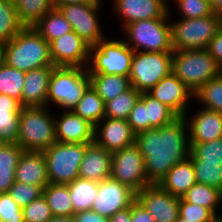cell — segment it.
<instances>
[{
    "mask_svg": "<svg viewBox=\"0 0 222 222\" xmlns=\"http://www.w3.org/2000/svg\"><path fill=\"white\" fill-rule=\"evenodd\" d=\"M187 122L178 116L159 128H150L136 134L135 144L145 161V170L151 184H159L177 163L189 157L190 144Z\"/></svg>",
    "mask_w": 222,
    "mask_h": 222,
    "instance_id": "1",
    "label": "cell"
},
{
    "mask_svg": "<svg viewBox=\"0 0 222 222\" xmlns=\"http://www.w3.org/2000/svg\"><path fill=\"white\" fill-rule=\"evenodd\" d=\"M2 60L23 72L54 66L50 43L34 27H24L10 41L2 44Z\"/></svg>",
    "mask_w": 222,
    "mask_h": 222,
    "instance_id": "2",
    "label": "cell"
},
{
    "mask_svg": "<svg viewBox=\"0 0 222 222\" xmlns=\"http://www.w3.org/2000/svg\"><path fill=\"white\" fill-rule=\"evenodd\" d=\"M55 142V115L48 107H22L17 144L24 151H44Z\"/></svg>",
    "mask_w": 222,
    "mask_h": 222,
    "instance_id": "3",
    "label": "cell"
},
{
    "mask_svg": "<svg viewBox=\"0 0 222 222\" xmlns=\"http://www.w3.org/2000/svg\"><path fill=\"white\" fill-rule=\"evenodd\" d=\"M172 72L193 93L222 73L207 49L174 50Z\"/></svg>",
    "mask_w": 222,
    "mask_h": 222,
    "instance_id": "4",
    "label": "cell"
},
{
    "mask_svg": "<svg viewBox=\"0 0 222 222\" xmlns=\"http://www.w3.org/2000/svg\"><path fill=\"white\" fill-rule=\"evenodd\" d=\"M89 86L87 67L56 66L49 81L46 107L53 102L63 110H72Z\"/></svg>",
    "mask_w": 222,
    "mask_h": 222,
    "instance_id": "5",
    "label": "cell"
},
{
    "mask_svg": "<svg viewBox=\"0 0 222 222\" xmlns=\"http://www.w3.org/2000/svg\"><path fill=\"white\" fill-rule=\"evenodd\" d=\"M169 18L138 20L127 24L123 28L124 35H127L124 41L134 52H173Z\"/></svg>",
    "mask_w": 222,
    "mask_h": 222,
    "instance_id": "6",
    "label": "cell"
},
{
    "mask_svg": "<svg viewBox=\"0 0 222 222\" xmlns=\"http://www.w3.org/2000/svg\"><path fill=\"white\" fill-rule=\"evenodd\" d=\"M170 25L173 50L207 49L222 26V15L213 13L201 18H180Z\"/></svg>",
    "mask_w": 222,
    "mask_h": 222,
    "instance_id": "7",
    "label": "cell"
},
{
    "mask_svg": "<svg viewBox=\"0 0 222 222\" xmlns=\"http://www.w3.org/2000/svg\"><path fill=\"white\" fill-rule=\"evenodd\" d=\"M134 51L122 40L103 39L90 47L89 74L129 76Z\"/></svg>",
    "mask_w": 222,
    "mask_h": 222,
    "instance_id": "8",
    "label": "cell"
},
{
    "mask_svg": "<svg viewBox=\"0 0 222 222\" xmlns=\"http://www.w3.org/2000/svg\"><path fill=\"white\" fill-rule=\"evenodd\" d=\"M86 144L55 142L43 151L50 184H69L79 177Z\"/></svg>",
    "mask_w": 222,
    "mask_h": 222,
    "instance_id": "9",
    "label": "cell"
},
{
    "mask_svg": "<svg viewBox=\"0 0 222 222\" xmlns=\"http://www.w3.org/2000/svg\"><path fill=\"white\" fill-rule=\"evenodd\" d=\"M173 52H134L130 84L140 93L150 91L172 72Z\"/></svg>",
    "mask_w": 222,
    "mask_h": 222,
    "instance_id": "10",
    "label": "cell"
},
{
    "mask_svg": "<svg viewBox=\"0 0 222 222\" xmlns=\"http://www.w3.org/2000/svg\"><path fill=\"white\" fill-rule=\"evenodd\" d=\"M110 177L136 193L152 185L147 178L144 157L135 143L112 153Z\"/></svg>",
    "mask_w": 222,
    "mask_h": 222,
    "instance_id": "11",
    "label": "cell"
},
{
    "mask_svg": "<svg viewBox=\"0 0 222 222\" xmlns=\"http://www.w3.org/2000/svg\"><path fill=\"white\" fill-rule=\"evenodd\" d=\"M100 3L68 4L55 6L70 23L72 30L76 32L90 47L96 46L105 39L102 32L97 12Z\"/></svg>",
    "mask_w": 222,
    "mask_h": 222,
    "instance_id": "12",
    "label": "cell"
},
{
    "mask_svg": "<svg viewBox=\"0 0 222 222\" xmlns=\"http://www.w3.org/2000/svg\"><path fill=\"white\" fill-rule=\"evenodd\" d=\"M135 200L133 189L109 177L99 182L91 210L109 219L117 211L131 206Z\"/></svg>",
    "mask_w": 222,
    "mask_h": 222,
    "instance_id": "13",
    "label": "cell"
},
{
    "mask_svg": "<svg viewBox=\"0 0 222 222\" xmlns=\"http://www.w3.org/2000/svg\"><path fill=\"white\" fill-rule=\"evenodd\" d=\"M50 54L54 66L88 67L90 46L71 31L50 42Z\"/></svg>",
    "mask_w": 222,
    "mask_h": 222,
    "instance_id": "14",
    "label": "cell"
},
{
    "mask_svg": "<svg viewBox=\"0 0 222 222\" xmlns=\"http://www.w3.org/2000/svg\"><path fill=\"white\" fill-rule=\"evenodd\" d=\"M136 199L156 222H176L179 217L180 197L163 190L158 184L144 187L136 193Z\"/></svg>",
    "mask_w": 222,
    "mask_h": 222,
    "instance_id": "15",
    "label": "cell"
},
{
    "mask_svg": "<svg viewBox=\"0 0 222 222\" xmlns=\"http://www.w3.org/2000/svg\"><path fill=\"white\" fill-rule=\"evenodd\" d=\"M136 133L125 119L104 117L94 127V142L114 153L135 143Z\"/></svg>",
    "mask_w": 222,
    "mask_h": 222,
    "instance_id": "16",
    "label": "cell"
},
{
    "mask_svg": "<svg viewBox=\"0 0 222 222\" xmlns=\"http://www.w3.org/2000/svg\"><path fill=\"white\" fill-rule=\"evenodd\" d=\"M148 93L178 116L188 113L189 101L194 99V93L173 72L163 77Z\"/></svg>",
    "mask_w": 222,
    "mask_h": 222,
    "instance_id": "17",
    "label": "cell"
},
{
    "mask_svg": "<svg viewBox=\"0 0 222 222\" xmlns=\"http://www.w3.org/2000/svg\"><path fill=\"white\" fill-rule=\"evenodd\" d=\"M114 14L122 19V27L138 20L169 17L167 0H113Z\"/></svg>",
    "mask_w": 222,
    "mask_h": 222,
    "instance_id": "18",
    "label": "cell"
},
{
    "mask_svg": "<svg viewBox=\"0 0 222 222\" xmlns=\"http://www.w3.org/2000/svg\"><path fill=\"white\" fill-rule=\"evenodd\" d=\"M55 116L56 141L60 143L90 144L94 142V127L72 110Z\"/></svg>",
    "mask_w": 222,
    "mask_h": 222,
    "instance_id": "19",
    "label": "cell"
},
{
    "mask_svg": "<svg viewBox=\"0 0 222 222\" xmlns=\"http://www.w3.org/2000/svg\"><path fill=\"white\" fill-rule=\"evenodd\" d=\"M189 143H202L222 138V113L201 108L191 119H187ZM189 122V123H188Z\"/></svg>",
    "mask_w": 222,
    "mask_h": 222,
    "instance_id": "20",
    "label": "cell"
},
{
    "mask_svg": "<svg viewBox=\"0 0 222 222\" xmlns=\"http://www.w3.org/2000/svg\"><path fill=\"white\" fill-rule=\"evenodd\" d=\"M56 66H44L25 72L21 104L23 107L46 106L49 81Z\"/></svg>",
    "mask_w": 222,
    "mask_h": 222,
    "instance_id": "21",
    "label": "cell"
},
{
    "mask_svg": "<svg viewBox=\"0 0 222 222\" xmlns=\"http://www.w3.org/2000/svg\"><path fill=\"white\" fill-rule=\"evenodd\" d=\"M112 153L95 142L86 144L79 167V178L100 182L111 175Z\"/></svg>",
    "mask_w": 222,
    "mask_h": 222,
    "instance_id": "22",
    "label": "cell"
},
{
    "mask_svg": "<svg viewBox=\"0 0 222 222\" xmlns=\"http://www.w3.org/2000/svg\"><path fill=\"white\" fill-rule=\"evenodd\" d=\"M15 181L41 186L49 184L43 151H24L15 170Z\"/></svg>",
    "mask_w": 222,
    "mask_h": 222,
    "instance_id": "23",
    "label": "cell"
},
{
    "mask_svg": "<svg viewBox=\"0 0 222 222\" xmlns=\"http://www.w3.org/2000/svg\"><path fill=\"white\" fill-rule=\"evenodd\" d=\"M22 107L15 98L0 94V142L17 143Z\"/></svg>",
    "mask_w": 222,
    "mask_h": 222,
    "instance_id": "24",
    "label": "cell"
},
{
    "mask_svg": "<svg viewBox=\"0 0 222 222\" xmlns=\"http://www.w3.org/2000/svg\"><path fill=\"white\" fill-rule=\"evenodd\" d=\"M196 183L192 160L188 157L174 165L158 185L170 194L182 197Z\"/></svg>",
    "mask_w": 222,
    "mask_h": 222,
    "instance_id": "25",
    "label": "cell"
},
{
    "mask_svg": "<svg viewBox=\"0 0 222 222\" xmlns=\"http://www.w3.org/2000/svg\"><path fill=\"white\" fill-rule=\"evenodd\" d=\"M24 150L17 143L0 142V193L15 183V170Z\"/></svg>",
    "mask_w": 222,
    "mask_h": 222,
    "instance_id": "26",
    "label": "cell"
},
{
    "mask_svg": "<svg viewBox=\"0 0 222 222\" xmlns=\"http://www.w3.org/2000/svg\"><path fill=\"white\" fill-rule=\"evenodd\" d=\"M90 85L104 100L110 101L131 87L129 76L89 74Z\"/></svg>",
    "mask_w": 222,
    "mask_h": 222,
    "instance_id": "27",
    "label": "cell"
},
{
    "mask_svg": "<svg viewBox=\"0 0 222 222\" xmlns=\"http://www.w3.org/2000/svg\"><path fill=\"white\" fill-rule=\"evenodd\" d=\"M66 185L69 189L74 213L91 210L98 194L99 182L78 177Z\"/></svg>",
    "mask_w": 222,
    "mask_h": 222,
    "instance_id": "28",
    "label": "cell"
},
{
    "mask_svg": "<svg viewBox=\"0 0 222 222\" xmlns=\"http://www.w3.org/2000/svg\"><path fill=\"white\" fill-rule=\"evenodd\" d=\"M72 111L95 127L105 115V102L90 85Z\"/></svg>",
    "mask_w": 222,
    "mask_h": 222,
    "instance_id": "29",
    "label": "cell"
},
{
    "mask_svg": "<svg viewBox=\"0 0 222 222\" xmlns=\"http://www.w3.org/2000/svg\"><path fill=\"white\" fill-rule=\"evenodd\" d=\"M33 27L49 43L73 31L70 23L58 8L48 11Z\"/></svg>",
    "mask_w": 222,
    "mask_h": 222,
    "instance_id": "30",
    "label": "cell"
},
{
    "mask_svg": "<svg viewBox=\"0 0 222 222\" xmlns=\"http://www.w3.org/2000/svg\"><path fill=\"white\" fill-rule=\"evenodd\" d=\"M43 196L53 216H71L75 214L67 185L49 183L43 189Z\"/></svg>",
    "mask_w": 222,
    "mask_h": 222,
    "instance_id": "31",
    "label": "cell"
},
{
    "mask_svg": "<svg viewBox=\"0 0 222 222\" xmlns=\"http://www.w3.org/2000/svg\"><path fill=\"white\" fill-rule=\"evenodd\" d=\"M19 20L25 27H33L48 11L55 8L53 0H13Z\"/></svg>",
    "mask_w": 222,
    "mask_h": 222,
    "instance_id": "32",
    "label": "cell"
},
{
    "mask_svg": "<svg viewBox=\"0 0 222 222\" xmlns=\"http://www.w3.org/2000/svg\"><path fill=\"white\" fill-rule=\"evenodd\" d=\"M182 198L186 202L206 207L217 217H220L216 212V209L222 204V191L219 189L197 182L188 189Z\"/></svg>",
    "mask_w": 222,
    "mask_h": 222,
    "instance_id": "33",
    "label": "cell"
},
{
    "mask_svg": "<svg viewBox=\"0 0 222 222\" xmlns=\"http://www.w3.org/2000/svg\"><path fill=\"white\" fill-rule=\"evenodd\" d=\"M24 27L13 0H0V44L10 41Z\"/></svg>",
    "mask_w": 222,
    "mask_h": 222,
    "instance_id": "34",
    "label": "cell"
},
{
    "mask_svg": "<svg viewBox=\"0 0 222 222\" xmlns=\"http://www.w3.org/2000/svg\"><path fill=\"white\" fill-rule=\"evenodd\" d=\"M140 95L141 93L131 86L112 100L105 102L104 117L127 120Z\"/></svg>",
    "mask_w": 222,
    "mask_h": 222,
    "instance_id": "35",
    "label": "cell"
},
{
    "mask_svg": "<svg viewBox=\"0 0 222 222\" xmlns=\"http://www.w3.org/2000/svg\"><path fill=\"white\" fill-rule=\"evenodd\" d=\"M25 72L0 62V94L8 95L21 102Z\"/></svg>",
    "mask_w": 222,
    "mask_h": 222,
    "instance_id": "36",
    "label": "cell"
},
{
    "mask_svg": "<svg viewBox=\"0 0 222 222\" xmlns=\"http://www.w3.org/2000/svg\"><path fill=\"white\" fill-rule=\"evenodd\" d=\"M195 98L204 105V108L222 113V73L210 79L195 93Z\"/></svg>",
    "mask_w": 222,
    "mask_h": 222,
    "instance_id": "37",
    "label": "cell"
},
{
    "mask_svg": "<svg viewBox=\"0 0 222 222\" xmlns=\"http://www.w3.org/2000/svg\"><path fill=\"white\" fill-rule=\"evenodd\" d=\"M196 181L222 191V162L192 160Z\"/></svg>",
    "mask_w": 222,
    "mask_h": 222,
    "instance_id": "38",
    "label": "cell"
},
{
    "mask_svg": "<svg viewBox=\"0 0 222 222\" xmlns=\"http://www.w3.org/2000/svg\"><path fill=\"white\" fill-rule=\"evenodd\" d=\"M145 105L147 107L150 128H159L175 120L178 115L167 105L156 100L148 92H145Z\"/></svg>",
    "mask_w": 222,
    "mask_h": 222,
    "instance_id": "39",
    "label": "cell"
},
{
    "mask_svg": "<svg viewBox=\"0 0 222 222\" xmlns=\"http://www.w3.org/2000/svg\"><path fill=\"white\" fill-rule=\"evenodd\" d=\"M191 160L222 162V138L202 143H189Z\"/></svg>",
    "mask_w": 222,
    "mask_h": 222,
    "instance_id": "40",
    "label": "cell"
},
{
    "mask_svg": "<svg viewBox=\"0 0 222 222\" xmlns=\"http://www.w3.org/2000/svg\"><path fill=\"white\" fill-rule=\"evenodd\" d=\"M8 194L21 208H24L32 200L38 199L43 195V188L38 185L15 181Z\"/></svg>",
    "mask_w": 222,
    "mask_h": 222,
    "instance_id": "41",
    "label": "cell"
},
{
    "mask_svg": "<svg viewBox=\"0 0 222 222\" xmlns=\"http://www.w3.org/2000/svg\"><path fill=\"white\" fill-rule=\"evenodd\" d=\"M179 217L195 222H213L217 218L210 209L186 202L182 197L179 201Z\"/></svg>",
    "mask_w": 222,
    "mask_h": 222,
    "instance_id": "42",
    "label": "cell"
},
{
    "mask_svg": "<svg viewBox=\"0 0 222 222\" xmlns=\"http://www.w3.org/2000/svg\"><path fill=\"white\" fill-rule=\"evenodd\" d=\"M24 222H48L53 214L46 199L42 195L40 198L32 200L22 208Z\"/></svg>",
    "mask_w": 222,
    "mask_h": 222,
    "instance_id": "43",
    "label": "cell"
},
{
    "mask_svg": "<svg viewBox=\"0 0 222 222\" xmlns=\"http://www.w3.org/2000/svg\"><path fill=\"white\" fill-rule=\"evenodd\" d=\"M175 2L182 18H201L214 13L208 0H175Z\"/></svg>",
    "mask_w": 222,
    "mask_h": 222,
    "instance_id": "44",
    "label": "cell"
},
{
    "mask_svg": "<svg viewBox=\"0 0 222 222\" xmlns=\"http://www.w3.org/2000/svg\"><path fill=\"white\" fill-rule=\"evenodd\" d=\"M127 121L136 134L150 129V120L148 119L147 107L145 105V92L141 93L135 102Z\"/></svg>",
    "mask_w": 222,
    "mask_h": 222,
    "instance_id": "45",
    "label": "cell"
},
{
    "mask_svg": "<svg viewBox=\"0 0 222 222\" xmlns=\"http://www.w3.org/2000/svg\"><path fill=\"white\" fill-rule=\"evenodd\" d=\"M0 222H24L22 208L8 193H0Z\"/></svg>",
    "mask_w": 222,
    "mask_h": 222,
    "instance_id": "46",
    "label": "cell"
},
{
    "mask_svg": "<svg viewBox=\"0 0 222 222\" xmlns=\"http://www.w3.org/2000/svg\"><path fill=\"white\" fill-rule=\"evenodd\" d=\"M207 50L216 60L217 65L222 69V26L218 29L215 36L210 41Z\"/></svg>",
    "mask_w": 222,
    "mask_h": 222,
    "instance_id": "47",
    "label": "cell"
},
{
    "mask_svg": "<svg viewBox=\"0 0 222 222\" xmlns=\"http://www.w3.org/2000/svg\"><path fill=\"white\" fill-rule=\"evenodd\" d=\"M130 222H156L154 217L146 208L136 199L131 204V221Z\"/></svg>",
    "mask_w": 222,
    "mask_h": 222,
    "instance_id": "48",
    "label": "cell"
},
{
    "mask_svg": "<svg viewBox=\"0 0 222 222\" xmlns=\"http://www.w3.org/2000/svg\"><path fill=\"white\" fill-rule=\"evenodd\" d=\"M73 216L75 222H108V218L92 210L77 212Z\"/></svg>",
    "mask_w": 222,
    "mask_h": 222,
    "instance_id": "49",
    "label": "cell"
},
{
    "mask_svg": "<svg viewBox=\"0 0 222 222\" xmlns=\"http://www.w3.org/2000/svg\"><path fill=\"white\" fill-rule=\"evenodd\" d=\"M131 221V206L117 211L108 219V222H130Z\"/></svg>",
    "mask_w": 222,
    "mask_h": 222,
    "instance_id": "50",
    "label": "cell"
},
{
    "mask_svg": "<svg viewBox=\"0 0 222 222\" xmlns=\"http://www.w3.org/2000/svg\"><path fill=\"white\" fill-rule=\"evenodd\" d=\"M55 6H63L68 4H85V3H101V0H53Z\"/></svg>",
    "mask_w": 222,
    "mask_h": 222,
    "instance_id": "51",
    "label": "cell"
},
{
    "mask_svg": "<svg viewBox=\"0 0 222 222\" xmlns=\"http://www.w3.org/2000/svg\"><path fill=\"white\" fill-rule=\"evenodd\" d=\"M48 222H75L74 216H53Z\"/></svg>",
    "mask_w": 222,
    "mask_h": 222,
    "instance_id": "52",
    "label": "cell"
},
{
    "mask_svg": "<svg viewBox=\"0 0 222 222\" xmlns=\"http://www.w3.org/2000/svg\"><path fill=\"white\" fill-rule=\"evenodd\" d=\"M210 4L214 13L222 15V0H211Z\"/></svg>",
    "mask_w": 222,
    "mask_h": 222,
    "instance_id": "53",
    "label": "cell"
},
{
    "mask_svg": "<svg viewBox=\"0 0 222 222\" xmlns=\"http://www.w3.org/2000/svg\"><path fill=\"white\" fill-rule=\"evenodd\" d=\"M176 222H195V221H191V220H185V218L182 217H178Z\"/></svg>",
    "mask_w": 222,
    "mask_h": 222,
    "instance_id": "54",
    "label": "cell"
},
{
    "mask_svg": "<svg viewBox=\"0 0 222 222\" xmlns=\"http://www.w3.org/2000/svg\"><path fill=\"white\" fill-rule=\"evenodd\" d=\"M213 222H222V216L221 217H217Z\"/></svg>",
    "mask_w": 222,
    "mask_h": 222,
    "instance_id": "55",
    "label": "cell"
},
{
    "mask_svg": "<svg viewBox=\"0 0 222 222\" xmlns=\"http://www.w3.org/2000/svg\"><path fill=\"white\" fill-rule=\"evenodd\" d=\"M2 61V44H0V62Z\"/></svg>",
    "mask_w": 222,
    "mask_h": 222,
    "instance_id": "56",
    "label": "cell"
}]
</instances>
